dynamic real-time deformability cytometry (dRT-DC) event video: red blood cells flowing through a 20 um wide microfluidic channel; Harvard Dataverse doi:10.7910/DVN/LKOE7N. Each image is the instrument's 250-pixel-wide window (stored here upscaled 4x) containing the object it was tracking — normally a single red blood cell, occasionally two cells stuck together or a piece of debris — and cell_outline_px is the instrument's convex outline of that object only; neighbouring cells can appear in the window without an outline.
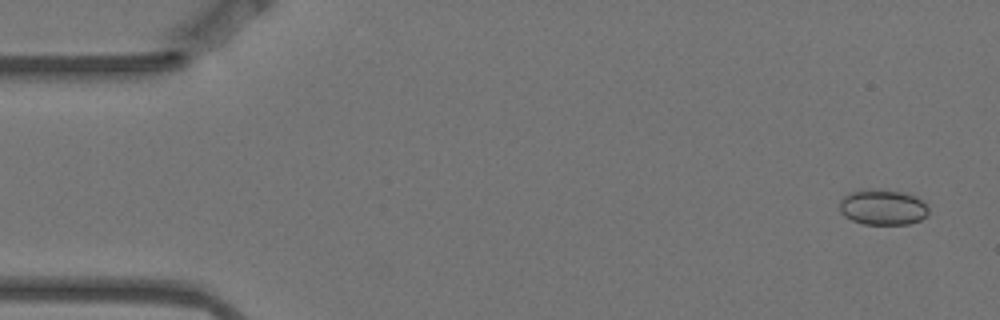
{"species": "Egyptian fruit bat (a non-hibernating species)", "species_latin": "Rousettus aegyptiacus", "temperature_condition": "warm", "stored_images_in_passage": 5, "camera_frame_rate_fps": 3000, "um_per_image_px": 0.085, "animal": {"sex": "female"}, "frame": {"image": 1, "passage_image": 1, "time_ms": 0.0, "image_size_px": [1000, 320], "cell_outline_px": [[928, 212], [920, 220], [908, 224], [864, 224], [852, 220], [844, 216], [840, 212], [840, 200], [844, 196], [860, 188], [908, 192], [916, 196], [928, 208]], "centroid_in_image_um": [75.01, 17.6], "position_along_channel_um": 10.0, "area_um2": 18.44}}
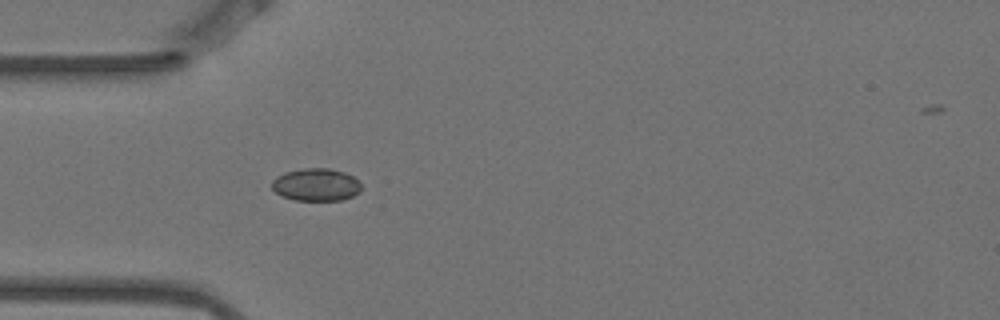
{"frame": {"image": 2, "passage_image": 5, "time_ms": 1.333, "image_size_px": [1000, 320], "cell_outline_px": [[360, 192], [344, 200], [296, 200], [280, 196], [272, 188], [272, 180], [276, 176], [284, 172], [300, 168], [328, 168], [344, 172], [352, 176], [360, 184]], "centroid_in_image_um": [26.83, 15.69], "position_along_channel_um": 58.2, "area_um2": 17.05}}